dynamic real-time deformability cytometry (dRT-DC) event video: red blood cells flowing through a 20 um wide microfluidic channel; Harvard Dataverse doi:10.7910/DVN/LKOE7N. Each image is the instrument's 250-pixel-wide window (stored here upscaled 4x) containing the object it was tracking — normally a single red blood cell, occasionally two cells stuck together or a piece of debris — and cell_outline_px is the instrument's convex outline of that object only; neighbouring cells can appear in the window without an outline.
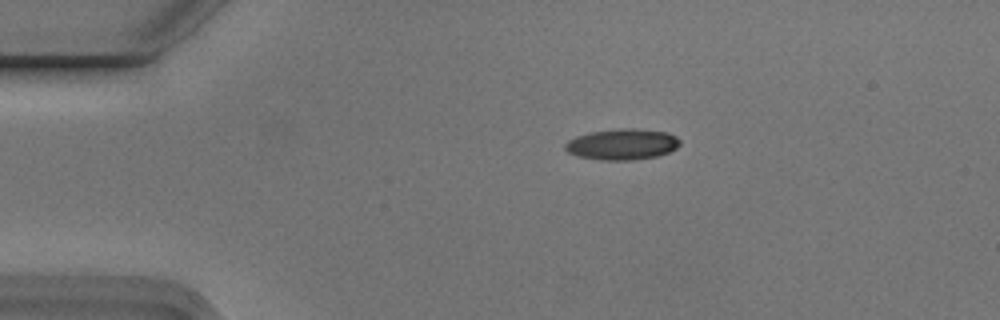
{"species": "Egyptian fruit bat (a non-hibernating species)", "species_latin": "Rousettus aegyptiacus", "temperature_condition": "cold", "stored_images_in_passage": 7, "camera_frame_rate_fps": 3000, "um_per_image_px": 0.085, "animal": {"sex": "male"}, "frame": {"image": 1, "passage_image": 1, "time_ms": 0.0, "image_size_px": [1000, 320], "cell_outline_px": [[680, 144], [676, 148], [668, 152], [656, 156], [632, 160], [600, 160], [580, 156], [568, 152], [564, 148], [564, 144], [568, 140], [592, 132], [620, 128], [632, 128], [668, 132], [676, 136], [680, 140]], "centroid_in_image_um": [52.91, 12.26], "position_along_channel_um": 32.1, "area_um2": 20.52}}
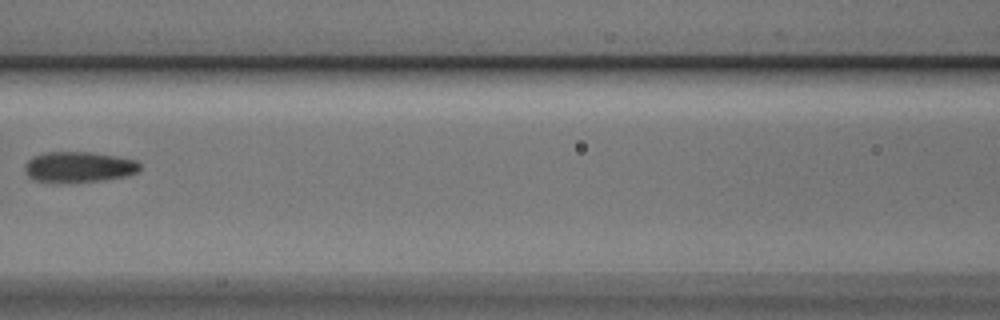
{"frame": {"image": 2, "passage_image": 5, "time_ms": 1.333, "image_size_px": [1000, 320], "cell_outline_px": [[140, 168], [136, 172], [128, 176], [108, 180], [76, 184], [56, 184], [32, 180], [24, 172], [24, 164], [32, 156], [44, 152], [92, 152], [136, 160], [140, 164]], "centroid_in_image_um": [6.64, 14.24], "position_along_channel_um": 160.0, "area_um2": 21.5}}
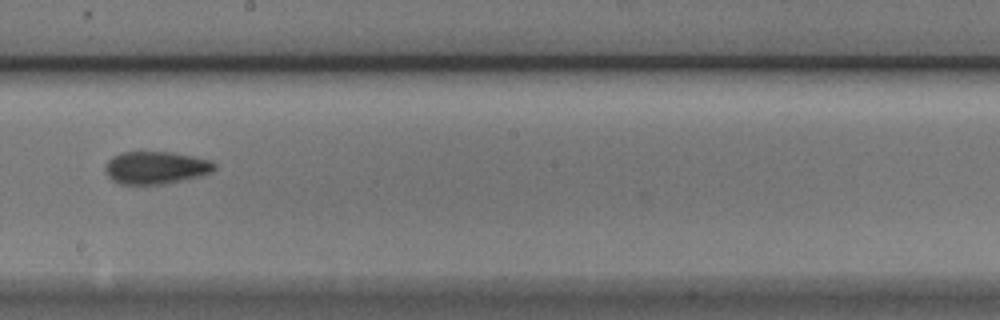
{"frame": {"image": 3, "passage_image": 7, "time_ms": 2.0, "image_size_px": [1000, 320], "cell_outline_px": [[216, 168], [212, 172], [200, 176], [168, 184], [120, 184], [112, 180], [108, 176], [104, 168], [108, 160], [112, 156], [120, 152], [172, 152], [212, 160], [216, 164]], "centroid_in_image_um": [13.26, 14.25], "position_along_channel_um": 234.9, "area_um2": 20.98}}